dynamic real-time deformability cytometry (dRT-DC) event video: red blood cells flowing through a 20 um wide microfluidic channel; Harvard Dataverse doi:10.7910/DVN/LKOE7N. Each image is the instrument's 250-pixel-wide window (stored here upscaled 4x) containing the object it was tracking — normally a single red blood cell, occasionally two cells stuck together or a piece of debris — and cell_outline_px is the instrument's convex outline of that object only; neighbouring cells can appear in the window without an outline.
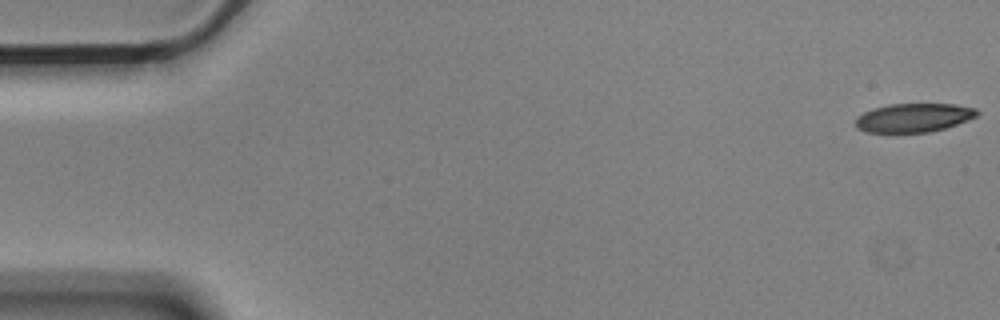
{"species": "Egyptian fruit bat (a non-hibernating species)", "species_latin": "Rousettus aegyptiacus", "temperature_condition": "cold", "stored_images_in_passage": 4, "camera_frame_rate_fps": 3000, "um_per_image_px": 0.085, "animal": {"sex": "male"}, "frame": {"image": 1, "passage_image": 1, "time_ms": 0.0, "image_size_px": [1000, 320], "cell_outline_px": [[980, 112], [976, 116], [968, 120], [944, 128], [928, 132], [864, 132], [856, 128], [856, 116], [872, 108], [888, 104], [956, 104], [976, 108]], "centroid_in_image_um": [77.64, 9.99], "position_along_channel_um": 7.4, "area_um2": 20.4}}
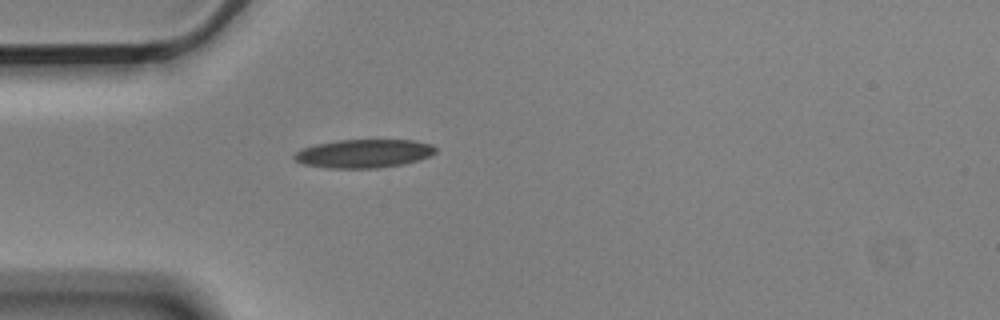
{"frame": {"image": 2, "passage_image": 4, "time_ms": 1.0, "image_size_px": [1000, 320], "cell_outline_px": [[436, 152], [420, 160], [404, 164], [376, 168], [328, 168], [304, 164], [296, 160], [292, 156], [296, 152], [304, 148], [316, 144], [340, 140], [412, 140], [432, 144], [436, 148]], "centroid_in_image_um": [30.95, 13.05], "position_along_channel_um": 54.1, "area_um2": 23.35}}